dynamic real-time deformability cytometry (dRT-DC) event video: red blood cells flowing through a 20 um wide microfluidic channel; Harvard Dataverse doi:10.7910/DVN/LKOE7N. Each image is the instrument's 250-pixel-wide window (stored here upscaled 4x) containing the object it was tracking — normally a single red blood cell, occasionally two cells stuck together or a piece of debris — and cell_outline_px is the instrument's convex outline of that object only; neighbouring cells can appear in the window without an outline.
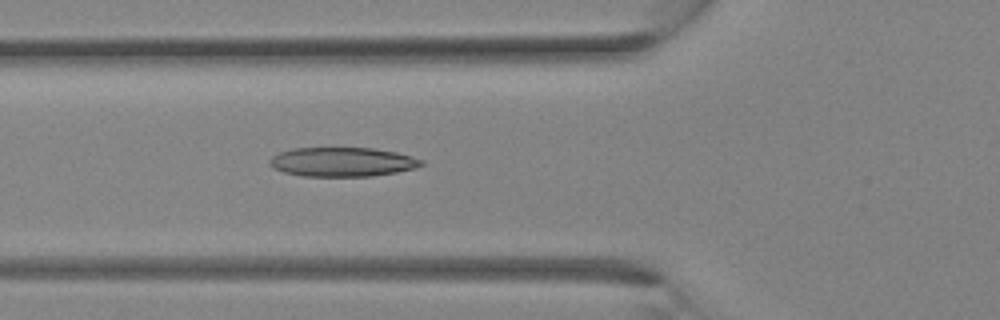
{"species": "Egyptian fruit bat (a non-hibernating species)", "species_latin": "Rousettus aegyptiacus", "temperature_condition": "room temperature", "stored_images_in_passage": 22, "camera_frame_rate_fps": 3000, "um_per_image_px": 0.085, "animal": {"sex": "female"}, "frame": {"image": 1, "passage_image": 3, "time_ms": 0.667, "image_size_px": [1000, 320], "cell_outline_px": [[424, 164], [416, 168], [396, 172], [372, 176], [304, 176], [284, 172], [268, 164], [268, 160], [272, 156], [280, 152], [292, 148], [372, 148], [396, 152], [424, 160]], "centroid_in_image_um": [29.1, 13.76], "position_along_channel_um": 96.7, "area_um2": 25.78}}
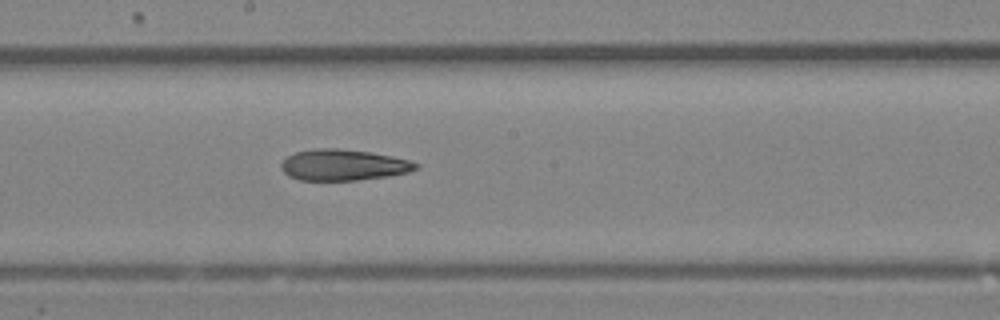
{"frame": {"image": 2, "passage_image": 9, "time_ms": 2.667, "image_size_px": [1000, 320], "cell_outline_px": [[420, 168], [408, 172], [388, 176], [356, 180], [300, 180], [288, 176], [280, 168], [280, 164], [288, 156], [296, 152], [316, 148], [336, 148], [372, 152], [392, 156], [408, 160], [420, 164]], "centroid_in_image_um": [29.19, 14.02], "position_along_channel_um": 219.0, "area_um2": 24.45}}
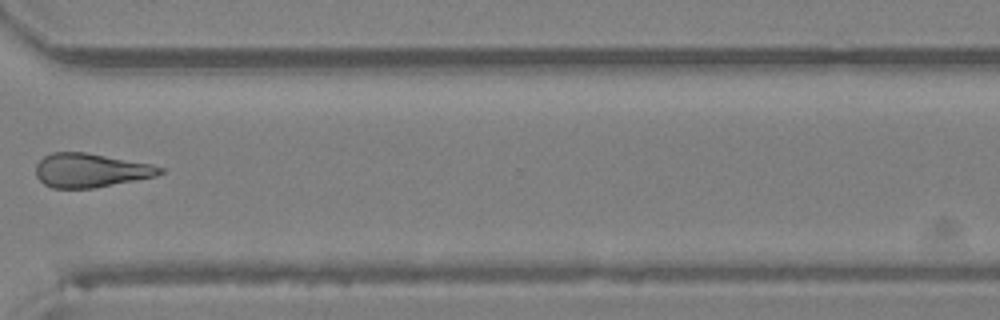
{"frame": {"image": 3, "passage_image": 16, "time_ms": 5.0, "image_size_px": [1000, 320], "cell_outline_px": [[164, 172], [156, 176], [136, 180], [92, 188], [52, 188], [44, 184], [36, 176], [36, 164], [44, 156], [52, 152], [84, 152], [152, 164], [164, 168]], "centroid_in_image_um": [7.69, 14.48], "position_along_channel_um": 362.9, "area_um2": 24.45}}